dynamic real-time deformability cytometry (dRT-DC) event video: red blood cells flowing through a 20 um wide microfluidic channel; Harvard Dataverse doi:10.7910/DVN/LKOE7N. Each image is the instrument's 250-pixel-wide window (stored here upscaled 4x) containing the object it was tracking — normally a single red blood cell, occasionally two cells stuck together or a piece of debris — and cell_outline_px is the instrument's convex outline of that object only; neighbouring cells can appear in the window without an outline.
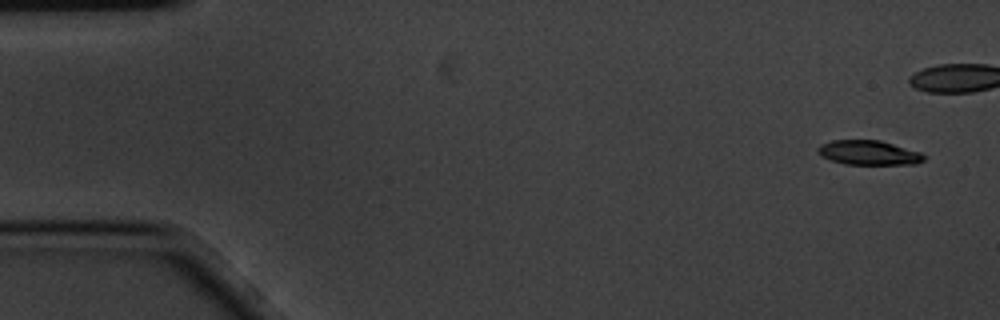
{"species": "common noctule bat (a hibernating species)", "species_latin": "Nyctalus noctula", "temperature_condition": "cold", "stored_images_in_passage": 8, "camera_frame_rate_fps": 3000, "um_per_image_px": 0.085, "animal": {"sex": "male", "body_mass_g": 20.1, "forearm_length_mm": 53.5}, "frame": {"image": 1, "passage_image": 1, "time_ms": 0.0, "image_size_px": [1000, 320], "cell_outline_px": [[928, 156], [924, 160], [916, 164], [844, 164], [820, 156], [816, 152], [816, 148], [820, 144], [832, 140], [880, 140], [920, 152]], "centroid_in_image_um": [73.82, 12.98], "position_along_channel_um": 11.2, "area_um2": 15.26}}
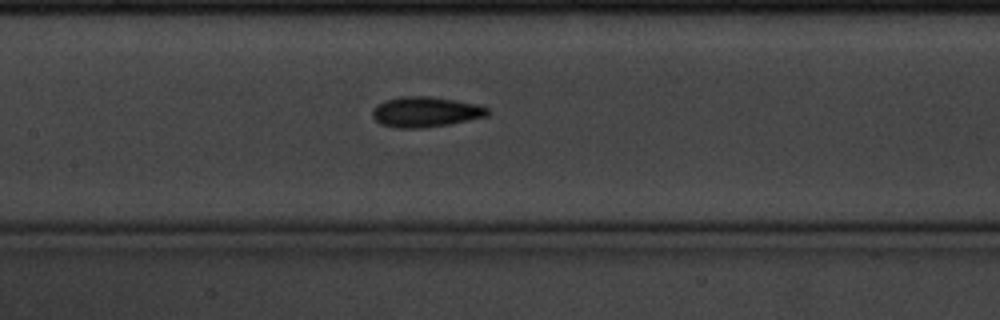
{"frame": {"image": 2, "passage_image": 8, "time_ms": 2.333, "image_size_px": [1000, 320], "cell_outline_px": [[492, 112], [488, 116], [448, 124], [420, 128], [392, 128], [380, 124], [372, 116], [372, 112], [376, 104], [384, 100], [400, 96], [432, 96], [480, 104], [488, 108]], "centroid_in_image_um": [36.18, 9.5], "position_along_channel_um": 171.2, "area_um2": 20.69}}